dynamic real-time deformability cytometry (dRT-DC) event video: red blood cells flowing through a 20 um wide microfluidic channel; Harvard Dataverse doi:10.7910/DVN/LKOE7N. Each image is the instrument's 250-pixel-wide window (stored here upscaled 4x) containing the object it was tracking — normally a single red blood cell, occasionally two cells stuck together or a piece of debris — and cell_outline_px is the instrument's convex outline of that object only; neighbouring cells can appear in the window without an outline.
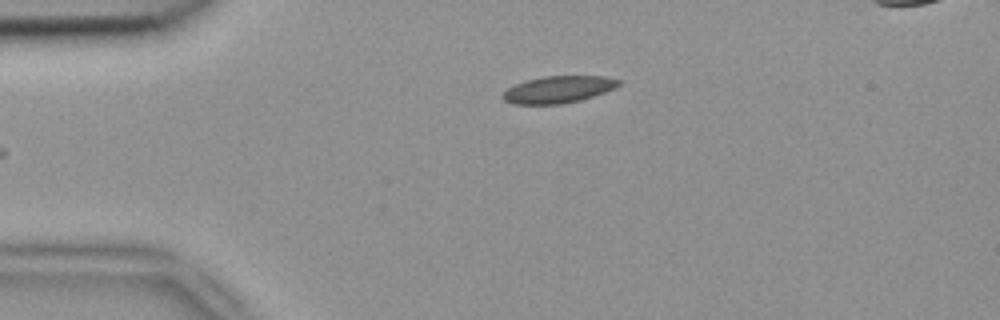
{"species": "common noctule bat (a hibernating species)", "species_latin": "Nyctalus noctula", "temperature_condition": "room temperature", "stored_images_in_passage": 2, "camera_frame_rate_fps": 3000, "um_per_image_px": 0.085, "animal": {"sex": "female", "body_mass_g": 18.4}, "frame": {"image": 1, "passage_image": 2, "time_ms": 0.333, "image_size_px": [1000, 320], "cell_outline_px": [[624, 80], [616, 88], [580, 100], [560, 104], [512, 104], [504, 100], [500, 96], [508, 88], [516, 84], [528, 80], [544, 76], [604, 76]], "centroid_in_image_um": [47.48, 7.6], "position_along_channel_um": 37.5, "area_um2": 18.21}}